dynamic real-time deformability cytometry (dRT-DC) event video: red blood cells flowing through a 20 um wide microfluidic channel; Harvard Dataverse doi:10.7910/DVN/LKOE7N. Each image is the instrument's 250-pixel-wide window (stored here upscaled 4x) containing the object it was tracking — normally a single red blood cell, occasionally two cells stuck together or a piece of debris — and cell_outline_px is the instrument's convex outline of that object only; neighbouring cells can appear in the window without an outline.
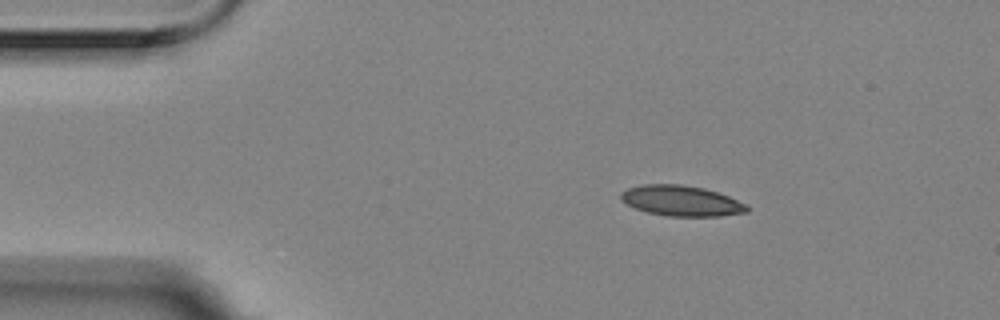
{"species": "Egyptian fruit bat (a non-hibernating species)", "species_latin": "Rousettus aegyptiacus", "temperature_condition": "room temperature", "stored_images_in_passage": 3, "camera_frame_rate_fps": 3000, "um_per_image_px": 0.085, "animal": {"sex": "female"}, "frame": {"image": 1, "passage_image": 1, "time_ms": 0.0, "image_size_px": [1000, 320], "cell_outline_px": [[748, 212], [720, 216], [668, 216], [648, 212], [636, 208], [620, 200], [620, 192], [628, 188], [644, 184], [680, 184], [704, 188], [728, 196], [748, 204]], "centroid_in_image_um": [57.92, 17.06], "position_along_channel_um": 27.1, "area_um2": 22.37}}
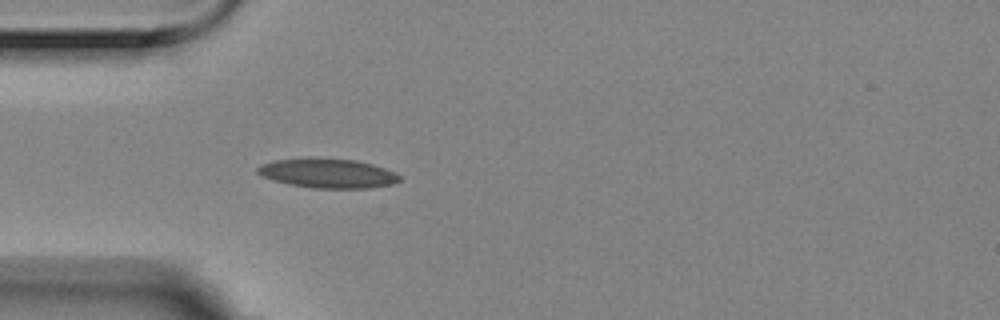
{"frame": {"image": 2, "passage_image": 3, "time_ms": 0.667, "image_size_px": [1000, 320], "cell_outline_px": [[400, 180], [396, 184], [368, 188], [312, 188], [288, 184], [264, 176], [256, 172], [256, 168], [260, 164], [272, 160], [308, 156], [312, 156], [356, 160], [372, 164], [384, 168], [400, 176]], "centroid_in_image_um": [27.82, 14.7], "position_along_channel_um": 57.2, "area_um2": 24.8}}